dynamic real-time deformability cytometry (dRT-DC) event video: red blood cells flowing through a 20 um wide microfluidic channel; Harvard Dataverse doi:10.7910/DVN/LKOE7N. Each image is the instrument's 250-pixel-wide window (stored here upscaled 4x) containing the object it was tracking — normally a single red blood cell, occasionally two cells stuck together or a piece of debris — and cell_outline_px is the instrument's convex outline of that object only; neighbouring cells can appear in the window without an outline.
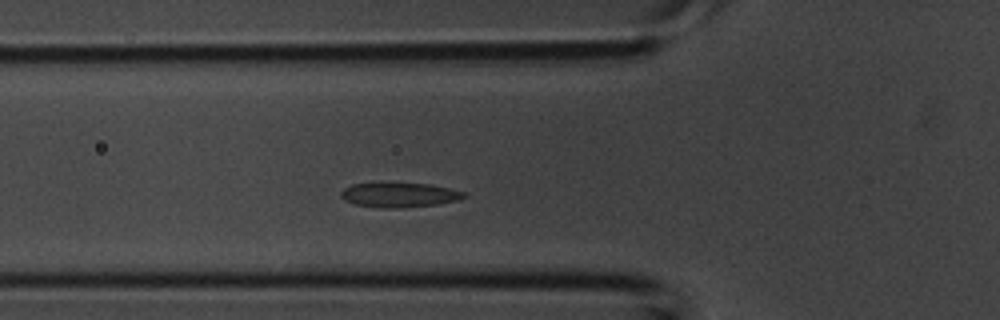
{"species": "common noctule bat (a hibernating species)", "species_latin": "Nyctalus noctula", "temperature_condition": "room temperature", "stored_images_in_passage": 34, "camera_frame_rate_fps": 3000, "um_per_image_px": 0.085, "animal": {"sex": "male", "body_mass_g": 20.1, "forearm_length_mm": 53.5}, "frame": {"image": 1, "passage_image": 8, "time_ms": 2.333, "image_size_px": [1000, 320], "cell_outline_px": [[468, 196], [460, 200], [436, 204], [400, 208], [380, 208], [356, 204], [344, 200], [340, 196], [340, 192], [344, 188], [352, 184], [428, 184], [468, 192]], "centroid_in_image_um": [33.98, 16.58], "position_along_channel_um": 91.8, "area_um2": 17.46}}
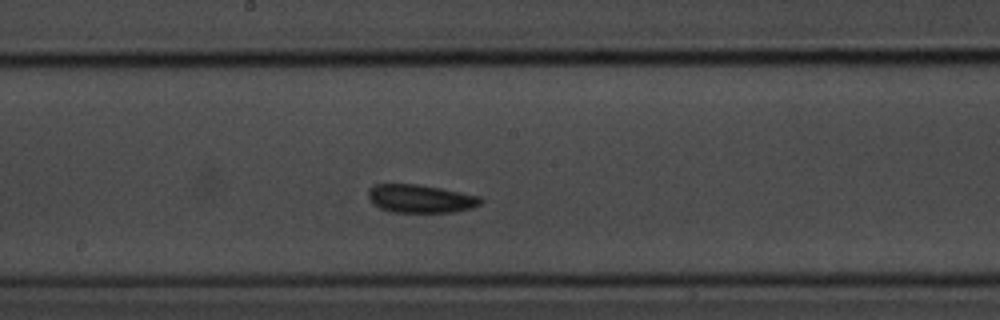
{"frame": {"image": 2, "passage_image": 15, "time_ms": 4.667, "image_size_px": [1000, 320], "cell_outline_px": [[484, 200], [480, 204], [472, 208], [452, 212], [392, 212], [380, 208], [372, 204], [368, 196], [368, 192], [376, 184], [420, 184], [480, 196]], "centroid_in_image_um": [35.75, 16.89], "position_along_channel_um": 212.4, "area_um2": 18.44}}
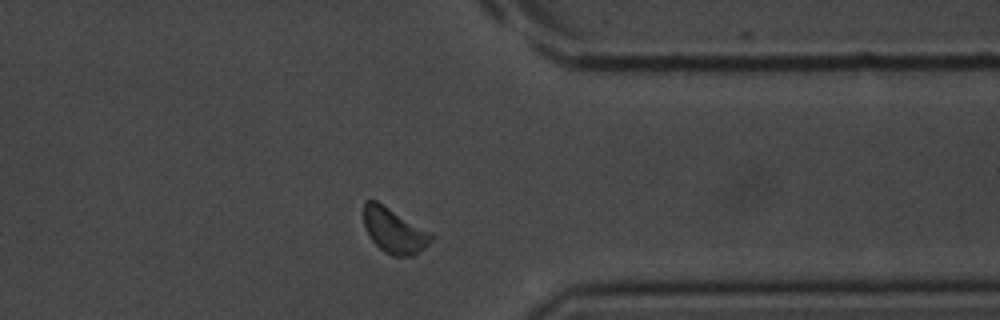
{"frame": {"image": 3, "passage_image": 25, "time_ms": 8.0, "image_size_px": [1000, 320], "cell_outline_px": [[432, 240], [424, 248], [412, 256], [392, 256], [384, 252], [372, 240], [364, 224], [364, 200], [376, 200], [432, 232]], "centroid_in_image_um": [33.51, 19.59], "position_along_channel_um": 377.9, "area_um2": 17.63}}